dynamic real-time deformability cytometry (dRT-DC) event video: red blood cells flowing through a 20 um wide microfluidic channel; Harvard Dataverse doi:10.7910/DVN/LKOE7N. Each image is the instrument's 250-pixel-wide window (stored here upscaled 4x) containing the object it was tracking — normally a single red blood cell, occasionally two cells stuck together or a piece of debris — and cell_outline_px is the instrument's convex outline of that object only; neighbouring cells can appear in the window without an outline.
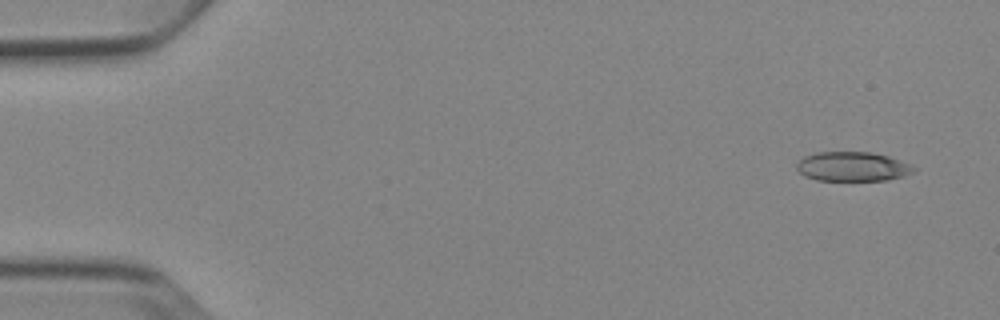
{"species": "Egyptian fruit bat (a non-hibernating species)", "species_latin": "Rousettus aegyptiacus", "temperature_condition": "cold", "stored_images_in_passage": 7, "camera_frame_rate_fps": 3000, "um_per_image_px": 0.085, "animal": {"sex": "female"}, "frame": {"image": 1, "passage_image": 1, "time_ms": 0.0, "image_size_px": [1000, 320], "cell_outline_px": [[916, 168], [912, 172], [904, 176], [888, 180], [816, 180], [804, 176], [796, 168], [796, 164], [804, 156], [816, 152], [872, 152], [888, 156], [908, 164]], "centroid_in_image_um": [72.43, 14.15], "position_along_channel_um": 12.6, "area_um2": 19.94}}
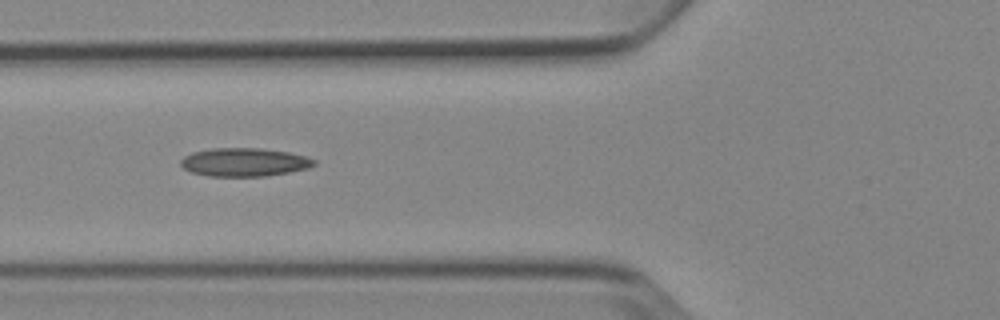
{"frame": {"image": 2, "passage_image": 5, "time_ms": 5.667, "image_size_px": [1000, 320], "cell_outline_px": [[316, 164], [308, 168], [288, 172], [264, 176], [208, 176], [192, 172], [184, 168], [180, 164], [180, 160], [184, 156], [192, 152], [212, 148], [260, 148], [288, 152], [308, 156], [316, 160]], "centroid_in_image_um": [20.77, 13.78], "position_along_channel_um": 105.0, "area_um2": 22.08}}
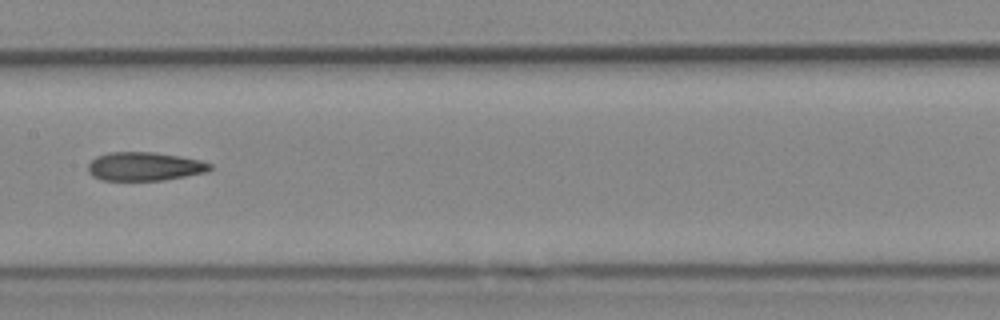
{"frame": {"image": 3, "passage_image": 7, "time_ms": 8.0, "image_size_px": [1000, 320], "cell_outline_px": [[212, 168], [208, 172], [164, 180], [104, 180], [92, 176], [88, 172], [88, 164], [96, 156], [108, 152], [152, 152], [180, 156], [200, 160], [212, 164]], "centroid_in_image_um": [12.29, 14.14], "position_along_channel_um": 195.1, "area_um2": 20.4}}